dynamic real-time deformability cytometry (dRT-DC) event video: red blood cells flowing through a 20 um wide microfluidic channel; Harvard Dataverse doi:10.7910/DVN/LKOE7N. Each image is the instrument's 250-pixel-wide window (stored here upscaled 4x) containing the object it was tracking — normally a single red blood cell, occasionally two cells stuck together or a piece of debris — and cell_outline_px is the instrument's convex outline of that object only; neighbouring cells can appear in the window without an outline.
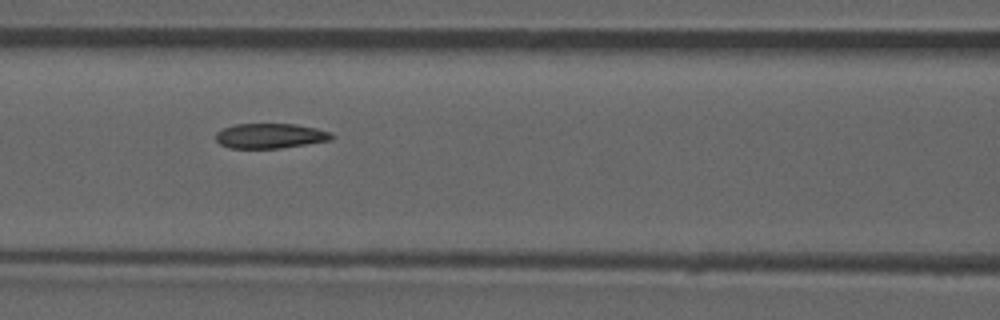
{"species": "common noctule bat (a hibernating species)", "species_latin": "Nyctalus noctula", "temperature_condition": "room temperature", "stored_images_in_passage": 37, "camera_frame_rate_fps": 3000, "um_per_image_px": 0.085, "animal": {"sex": "male", "forearm_length_mm": 52.5}, "frame": {"image": 1, "passage_image": 7, "time_ms": 2.0, "image_size_px": [1000, 320], "cell_outline_px": [[336, 136], [332, 140], [280, 148], [228, 148], [220, 144], [216, 140], [216, 132], [224, 128], [236, 124], [296, 124], [316, 128], [332, 132]], "centroid_in_image_um": [23.0, 11.55], "position_along_channel_um": 143.6, "area_um2": 16.94}, "authors_computed_cell_mechanics": {"area_um2": 17.1666, "velocity_mm_per_s": 3.9015, "shape_relaxation_time_tau1_ms": null, "shape_relaxation_time_tau2_ms": 3.0624, "deformation_change_tau1": null, "deformation_change_tau2": 0.0957}}